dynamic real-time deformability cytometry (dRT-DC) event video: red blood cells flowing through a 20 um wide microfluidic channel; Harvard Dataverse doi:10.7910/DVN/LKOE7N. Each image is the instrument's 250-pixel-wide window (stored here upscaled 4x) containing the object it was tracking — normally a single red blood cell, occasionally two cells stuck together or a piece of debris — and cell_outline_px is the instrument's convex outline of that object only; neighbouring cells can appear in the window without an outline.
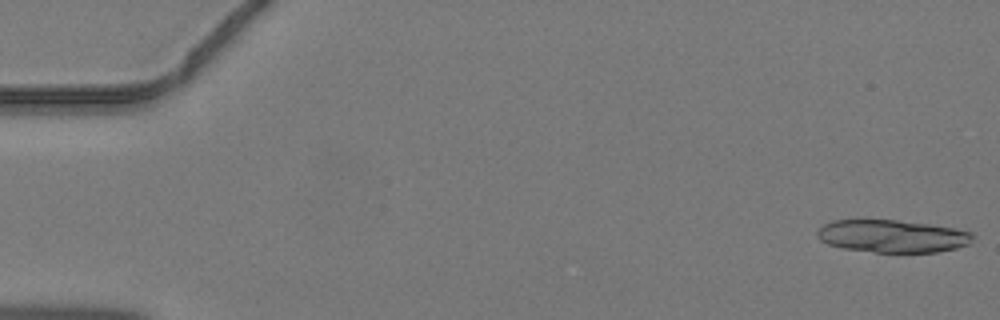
{"species": "common noctule bat (a hibernating species)", "species_latin": "Nyctalus noctula", "temperature_condition": "warm", "stored_images_in_passage": 28, "camera_frame_rate_fps": 3000, "um_per_image_px": 0.085, "animal": {"sex": "male", "body_mass_g": 19.2, "forearm_length_mm": 51.8}, "frame": {"image": 1, "passage_image": 1, "time_ms": 0.0, "image_size_px": [1000, 320], "cell_outline_px": [[972, 236], [968, 244], [956, 248], [936, 252], [876, 252], [844, 248], [828, 244], [820, 240], [816, 236], [816, 232], [824, 224], [832, 220], [896, 220], [928, 224], [952, 228], [972, 232]], "centroid_in_image_um": [75.8, 20.07], "position_along_channel_um": 9.2, "area_um2": 29.25}}
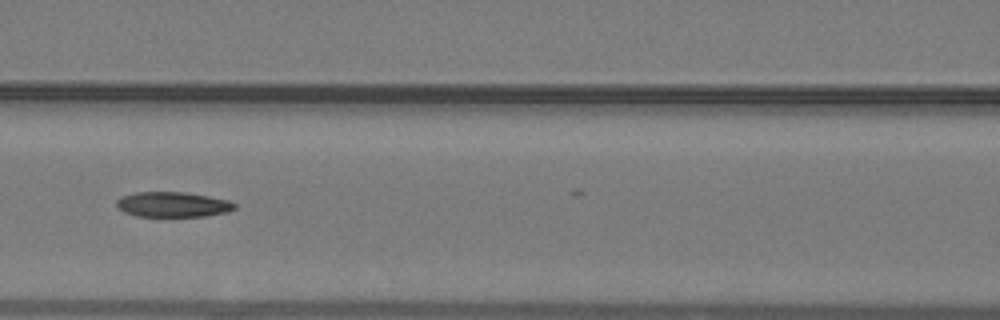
{"frame": {"image": 2, "passage_image": 21, "time_ms": 6.667, "image_size_px": [1000, 320], "cell_outline_px": [[236, 208], [228, 212], [204, 216], [136, 216], [124, 212], [116, 204], [116, 200], [124, 196], [136, 192], [184, 192], [208, 196], [228, 200], [236, 204]], "centroid_in_image_um": [14.71, 17.38], "position_along_channel_um": 151.9, "area_um2": 17.17}}
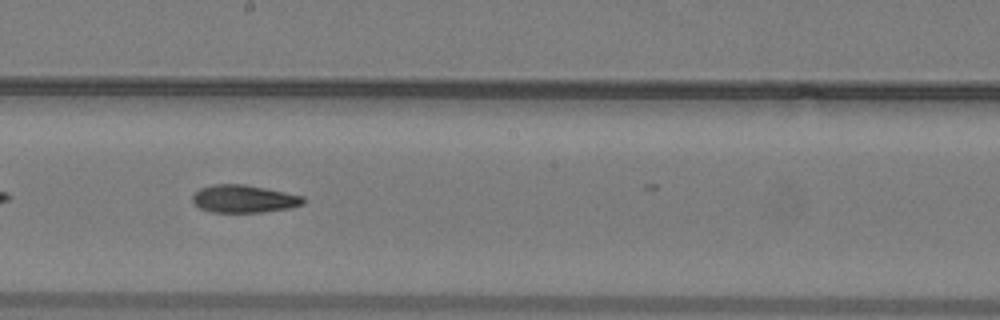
{"frame": {"image": 3, "passage_image": 26, "time_ms": 8.333, "image_size_px": [1000, 320], "cell_outline_px": [[304, 204], [288, 208], [260, 212], [212, 212], [200, 208], [192, 200], [192, 196], [200, 188], [212, 184], [244, 184], [304, 196]], "centroid_in_image_um": [20.71, 16.89], "position_along_channel_um": 227.5, "area_um2": 17.69}}